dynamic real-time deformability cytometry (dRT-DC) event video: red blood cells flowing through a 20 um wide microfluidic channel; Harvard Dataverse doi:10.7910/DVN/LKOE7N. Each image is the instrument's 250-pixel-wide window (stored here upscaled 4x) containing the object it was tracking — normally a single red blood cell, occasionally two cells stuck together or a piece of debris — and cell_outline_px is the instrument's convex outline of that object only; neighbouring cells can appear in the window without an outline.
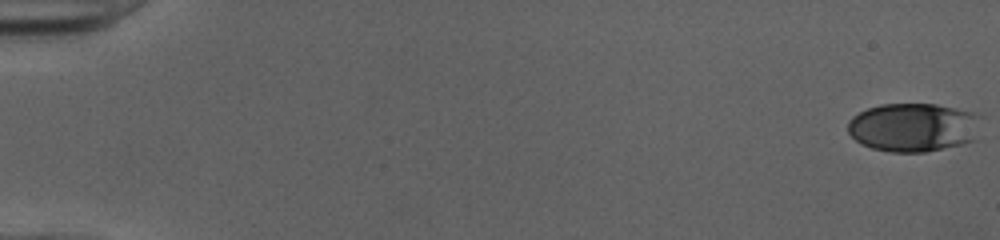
{"species": "human", "species_latin": "Homo sapiens", "temperature_condition": "cold", "stored_images_in_passage": 52, "camera_frame_rate_fps": 3000, "um_per_image_px": 0.085, "donor": {"sex": "female"}, "frame": {"image": 1, "passage_image": 1, "time_ms": 0.0, "image_size_px": [1000, 240], "cell_outline_px": [[984, 116], [976, 140], [964, 144], [924, 152], [892, 152], [872, 148], [860, 144], [848, 132], [848, 120], [852, 116], [868, 108], [880, 104], [936, 104], [956, 108], [972, 112]], "centroid_in_image_um": [77.7, 10.82], "position_along_channel_um": 7.3, "area_um2": 38.38}}
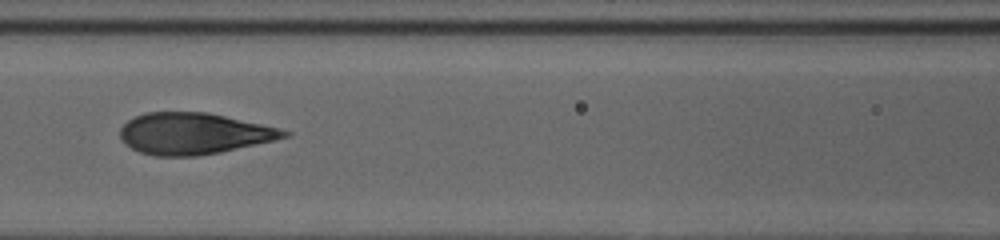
{"frame": {"image": 2, "passage_image": 25, "time_ms": 8.0, "image_size_px": [1000, 240], "cell_outline_px": [[292, 136], [220, 152], [196, 156], [156, 156], [140, 152], [124, 144], [120, 136], [120, 128], [128, 120], [144, 112], [208, 112], [260, 124], [292, 132]], "centroid_in_image_um": [16.44, 11.35], "position_along_channel_um": 150.2, "area_um2": 39.36}}
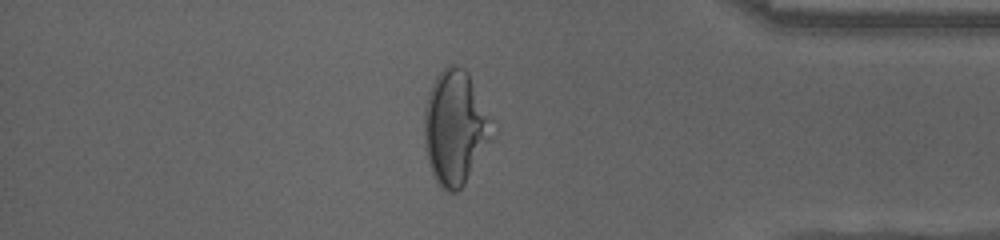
{"frame": {"image": 3, "passage_image": 45, "time_ms": 14.667, "image_size_px": [1000, 240], "cell_outline_px": [[484, 120], [480, 140], [464, 184], [456, 192], [448, 192], [440, 188], [432, 172], [424, 148], [424, 108], [428, 92], [436, 76], [448, 64], [456, 64], [464, 68], [468, 72], [484, 116]], "centroid_in_image_um": [38.42, 10.78], "position_along_channel_um": 396.8, "area_um2": 40.86}, "authors_computed_cell_mechanics": {"area_um2": 39.3329, "velocity_mm_per_s": 4.035, "shape_relaxation_time_tau1_ms": 5.0365, "shape_relaxation_time_tau2_ms": null, "deformation_change_tau1": 0.2248, "deformation_change_tau2": null}}